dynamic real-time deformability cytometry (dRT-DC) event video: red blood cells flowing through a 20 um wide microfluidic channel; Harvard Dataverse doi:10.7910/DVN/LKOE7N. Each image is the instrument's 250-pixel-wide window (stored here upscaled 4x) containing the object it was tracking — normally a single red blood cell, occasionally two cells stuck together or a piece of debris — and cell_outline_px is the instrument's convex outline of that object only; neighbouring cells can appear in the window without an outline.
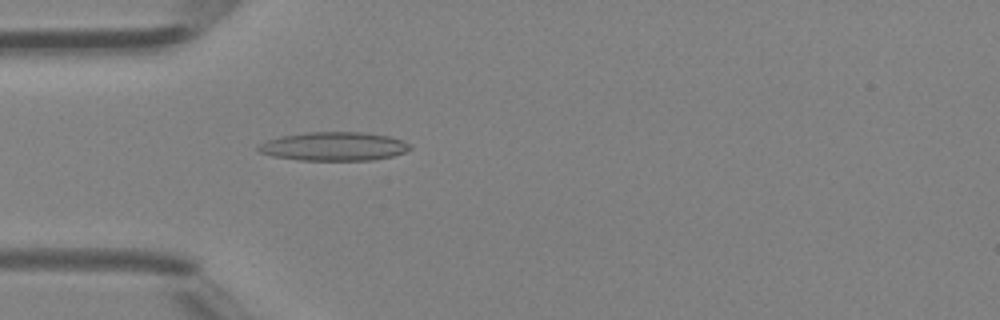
{"species": "Egyptian fruit bat (a non-hibernating species)", "species_latin": "Rousettus aegyptiacus", "temperature_condition": "room temperature", "stored_images_in_passage": 46, "camera_frame_rate_fps": 3000, "um_per_image_px": 0.085, "animal": {"sex": "female"}, "frame": {"image": 1, "passage_image": 14, "time_ms": 4.333, "image_size_px": [1000, 320], "cell_outline_px": [[412, 148], [404, 152], [392, 156], [372, 160], [300, 160], [272, 156], [260, 152], [256, 148], [260, 144], [268, 140], [280, 136], [308, 132], [360, 132], [388, 136], [404, 140], [412, 144]], "centroid_in_image_um": [28.4, 12.44], "position_along_channel_um": 56.6, "area_um2": 25.37}}
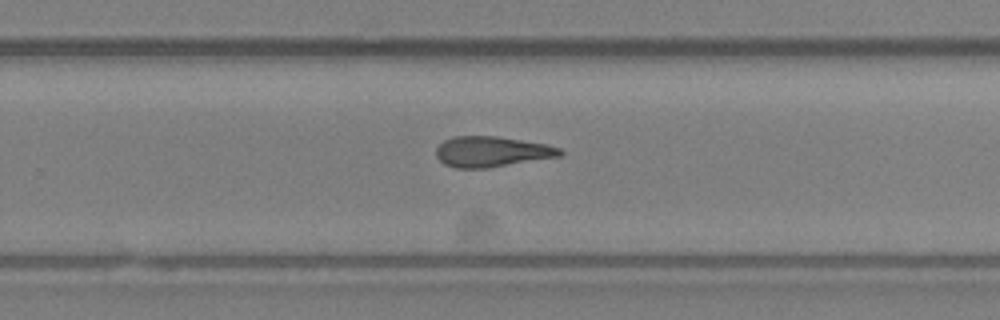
{"frame": {"image": 2, "passage_image": 30, "time_ms": 9.667, "image_size_px": [1000, 320], "cell_outline_px": [[564, 152], [560, 156], [488, 168], [456, 168], [444, 164], [436, 156], [436, 148], [444, 140], [452, 136], [496, 136], [548, 144], [560, 148]], "centroid_in_image_um": [41.79, 12.89], "position_along_channel_um": 288.0, "area_um2": 22.08}}
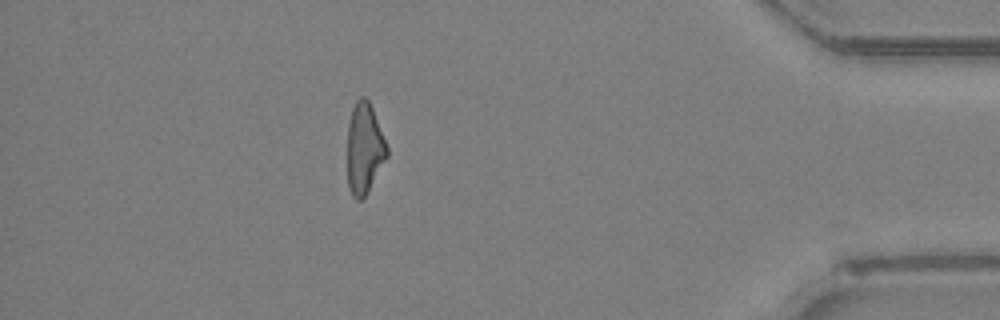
{"frame": {"image": 3, "passage_image": 41, "time_ms": 13.333, "image_size_px": [1000, 320], "cell_outline_px": [[388, 156], [368, 192], [360, 200], [356, 200], [352, 196], [348, 184], [348, 124], [352, 108], [356, 100], [360, 96], [364, 96], [368, 100], [372, 108], [388, 148]], "centroid_in_image_um": [30.97, 12.62], "position_along_channel_um": 404.2, "area_um2": 20.87}, "authors_computed_cell_mechanics": {"area_um2": 22.4842, "velocity_mm_per_s": 4.4406, "shape_relaxation_time_tau1_ms": 9.0231, "shape_relaxation_time_tau2_ms": 5.5495, "deformation_change_tau1": 0.2662, "deformation_change_tau2": 0.2087}}